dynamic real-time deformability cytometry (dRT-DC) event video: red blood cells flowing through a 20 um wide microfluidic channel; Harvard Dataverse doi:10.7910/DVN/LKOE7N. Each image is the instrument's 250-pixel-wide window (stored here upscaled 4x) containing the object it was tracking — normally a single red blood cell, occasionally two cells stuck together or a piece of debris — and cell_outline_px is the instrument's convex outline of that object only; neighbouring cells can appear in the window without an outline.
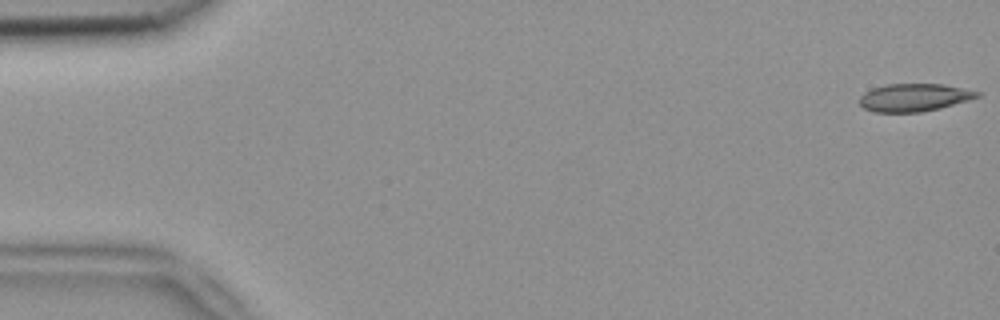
{"species": "common noctule bat (a hibernating species)", "species_latin": "Nyctalus noctula", "temperature_condition": "room temperature", "stored_images_in_passage": 4, "camera_frame_rate_fps": 3000, "um_per_image_px": 0.085, "animal": {"sex": "female", "body_mass_g": 18.4}, "frame": {"image": 1, "passage_image": 1, "time_ms": 0.0, "image_size_px": [1000, 320], "cell_outline_px": [[980, 96], [968, 100], [940, 108], [920, 112], [872, 112], [864, 108], [860, 104], [860, 96], [864, 92], [872, 88], [888, 84], [944, 84], [980, 92]], "centroid_in_image_um": [77.67, 8.29], "position_along_channel_um": 7.3, "area_um2": 18.96}}
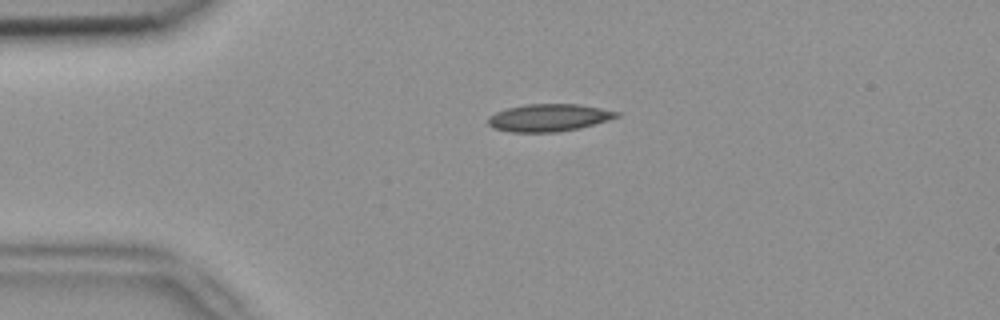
{"frame": {"image": 2, "passage_image": 4, "time_ms": 1.0, "image_size_px": [1000, 320], "cell_outline_px": [[620, 116], [608, 120], [580, 128], [556, 132], [512, 132], [492, 128], [488, 124], [488, 116], [496, 112], [508, 108], [528, 104], [580, 104], [620, 112]], "centroid_in_image_um": [46.65, 10.0], "position_along_channel_um": 38.4, "area_um2": 20.52}}